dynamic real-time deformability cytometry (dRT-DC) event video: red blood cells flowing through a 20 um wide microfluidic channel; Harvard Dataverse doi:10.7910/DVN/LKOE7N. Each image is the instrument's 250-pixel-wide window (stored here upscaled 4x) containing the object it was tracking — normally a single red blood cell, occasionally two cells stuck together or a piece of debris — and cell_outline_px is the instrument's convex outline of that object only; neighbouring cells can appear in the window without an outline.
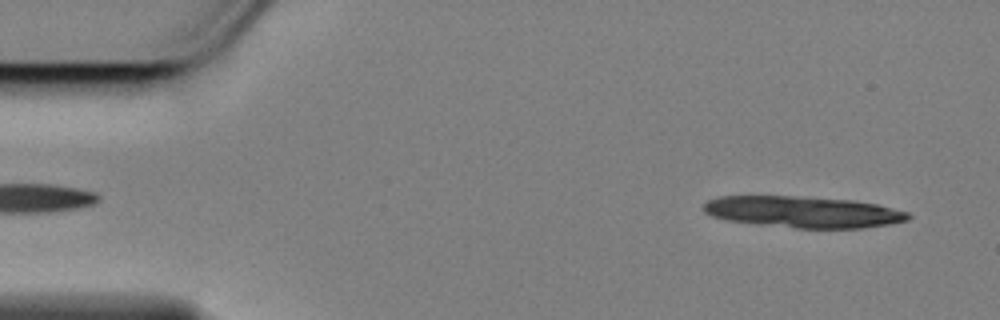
{"species": "Egyptian fruit bat (a non-hibernating species)", "species_latin": "Rousettus aegyptiacus", "temperature_condition": "cold", "stored_images_in_passage": 13, "camera_frame_rate_fps": 3000, "um_per_image_px": 0.085, "animal": {"sex": "female"}, "frame": {"image": 1, "passage_image": 3, "time_ms": 0.667, "image_size_px": [1000, 320], "cell_outline_px": [[912, 216], [908, 220], [888, 224], [864, 228], [796, 228], [756, 224], [724, 220], [712, 216], [704, 212], [704, 204], [708, 200], [720, 196], [796, 196], [856, 200], [876, 204], [908, 212]], "centroid_in_image_um": [68.26, 18.01], "position_along_channel_um": 16.7, "area_um2": 37.57}}